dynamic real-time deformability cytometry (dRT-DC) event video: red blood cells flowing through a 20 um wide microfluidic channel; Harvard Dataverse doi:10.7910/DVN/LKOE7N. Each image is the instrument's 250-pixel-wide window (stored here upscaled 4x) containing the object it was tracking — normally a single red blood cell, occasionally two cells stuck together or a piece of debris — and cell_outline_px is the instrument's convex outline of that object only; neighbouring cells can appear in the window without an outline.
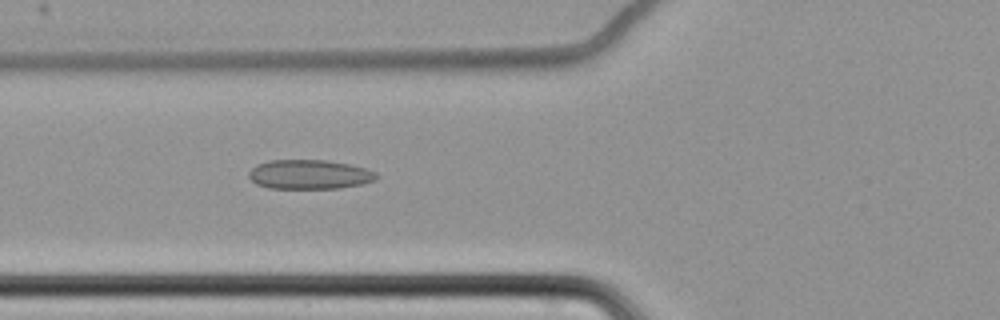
{"species": "common noctule bat (a hibernating species)", "species_latin": "Nyctalus noctula", "temperature_condition": "cold", "stored_images_in_passage": 63, "camera_frame_rate_fps": 3000, "um_per_image_px": 0.085, "animal": {"sex": "female", "body_mass_g": 22.7, "forearm_length_mm": 54.2}, "frame": {"image": 1, "passage_image": 27, "time_ms": 8.667, "image_size_px": [1000, 320], "cell_outline_px": [[380, 176], [376, 180], [360, 184], [340, 188], [268, 188], [256, 184], [248, 176], [248, 172], [256, 164], [268, 160], [328, 160], [348, 164], [364, 168], [376, 172]], "centroid_in_image_um": [26.29, 14.82], "position_along_channel_um": 99.5, "area_um2": 21.91}}
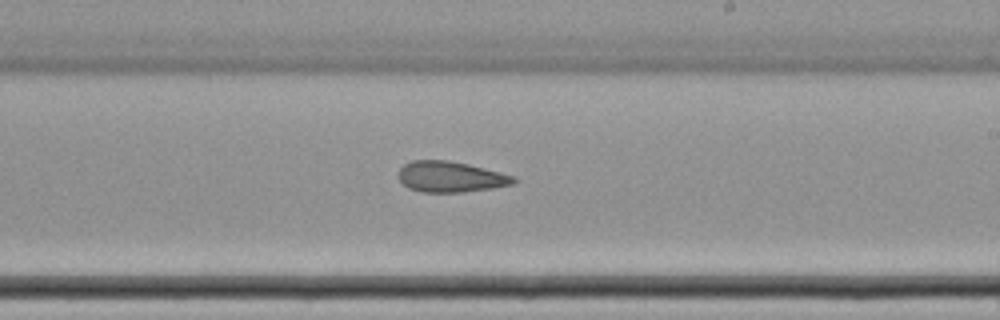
{"frame": {"image": 2, "passage_image": 40, "time_ms": 13.0, "image_size_px": [1000, 320], "cell_outline_px": [[516, 180], [512, 184], [492, 188], [464, 192], [420, 192], [408, 188], [396, 176], [400, 168], [404, 164], [412, 160], [448, 160], [468, 164], [516, 176]], "centroid_in_image_um": [38.27, 15.02], "position_along_channel_um": 250.7, "area_um2": 20.75}}
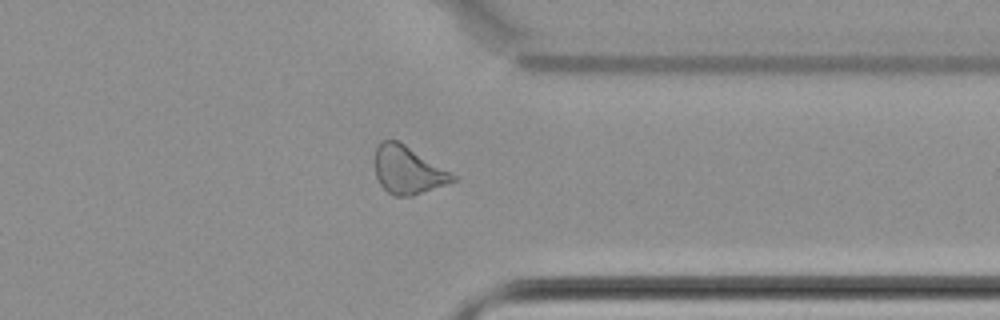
{"frame": {"image": 3, "passage_image": 51, "time_ms": 16.667, "image_size_px": [1000, 320], "cell_outline_px": [[460, 176], [456, 180], [448, 184], [412, 196], [392, 196], [380, 184], [376, 176], [376, 148], [380, 140], [396, 140], [404, 144]], "centroid_in_image_um": [34.72, 14.47], "position_along_channel_um": 376.7, "area_um2": 21.79}, "authors_computed_cell_mechanics": {"area_um2": 22.831, "velocity_mm_per_s": 3.4897, "shape_relaxation_time_tau1_ms": null, "shape_relaxation_time_tau2_ms": 3.8217, "deformation_change_tau1": null, "deformation_change_tau2": 0.116}}